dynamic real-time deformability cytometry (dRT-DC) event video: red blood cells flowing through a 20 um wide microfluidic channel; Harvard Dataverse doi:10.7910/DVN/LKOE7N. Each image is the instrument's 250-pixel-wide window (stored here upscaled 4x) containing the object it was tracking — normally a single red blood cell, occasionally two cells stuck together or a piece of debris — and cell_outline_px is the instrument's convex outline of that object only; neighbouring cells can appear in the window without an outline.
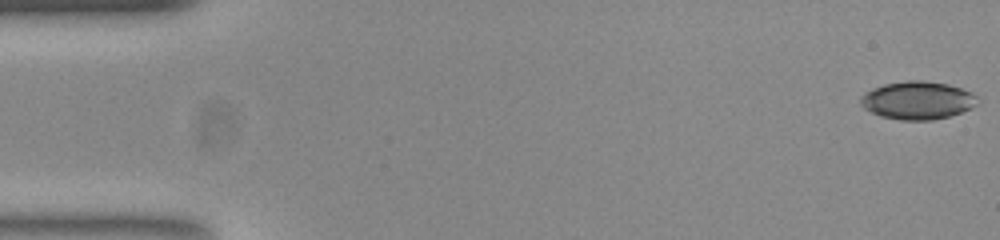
{"species": "common noctule bat (a hibernating species)", "species_latin": "Nyctalus noctula", "temperature_condition": "room temperature", "stored_images_in_passage": 53, "camera_frame_rate_fps": 3000, "um_per_image_px": 0.085, "animal": {"sex": "female", "body_mass_g": 23.0, "forearm_length_mm": 53.4}, "frame": {"image": 1, "passage_image": 1, "time_ms": 0.0, "image_size_px": [1000, 240], "cell_outline_px": [[976, 104], [960, 112], [948, 116], [932, 120], [900, 120], [880, 116], [864, 108], [860, 104], [860, 96], [872, 88], [884, 84], [908, 80], [924, 80], [948, 84], [960, 88], [976, 96]], "centroid_in_image_um": [77.92, 8.52], "position_along_channel_um": 7.1, "area_um2": 25.61}}
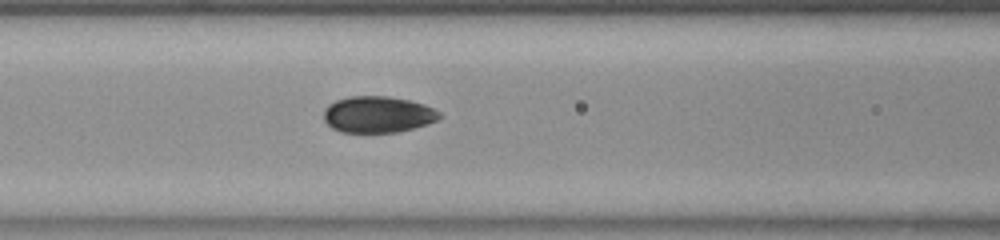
{"frame": {"image": 2, "passage_image": 22, "time_ms": 7.0, "image_size_px": [1000, 240], "cell_outline_px": [[444, 116], [428, 124], [396, 132], [340, 132], [332, 128], [324, 120], [324, 108], [328, 104], [336, 100], [352, 96], [388, 96], [408, 100], [424, 104], [440, 112]], "centroid_in_image_um": [32.11, 9.73], "position_along_channel_um": 134.5, "area_um2": 24.57}}
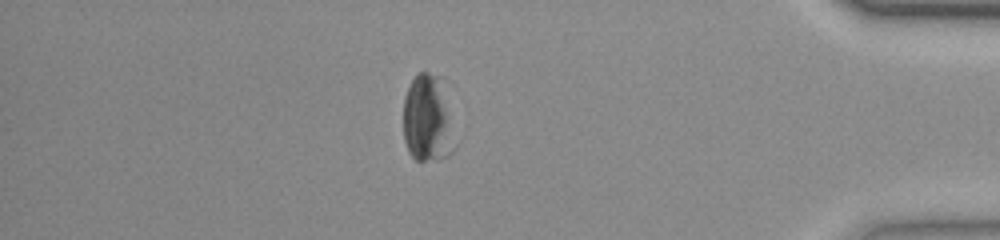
{"frame": {"image": 3, "passage_image": 46, "time_ms": 15.0, "image_size_px": [1000, 240], "cell_outline_px": [[456, 148], [448, 156], [440, 160], [416, 160], [408, 152], [404, 140], [404, 100], [408, 88], [412, 80], [420, 72], [428, 72], [444, 76], [448, 80], [456, 144]], "centroid_in_image_um": [36.46, 10.04], "position_along_channel_um": 398.7, "area_um2": 27.92}, "authors_computed_cell_mechanics": {"area_um2": 24.854, "velocity_mm_per_s": 3.8163, "shape_relaxation_time_tau1_ms": null, "shape_relaxation_time_tau2_ms": 1.4103, "deformation_change_tau1": null, "deformation_change_tau2": 0.0588}}